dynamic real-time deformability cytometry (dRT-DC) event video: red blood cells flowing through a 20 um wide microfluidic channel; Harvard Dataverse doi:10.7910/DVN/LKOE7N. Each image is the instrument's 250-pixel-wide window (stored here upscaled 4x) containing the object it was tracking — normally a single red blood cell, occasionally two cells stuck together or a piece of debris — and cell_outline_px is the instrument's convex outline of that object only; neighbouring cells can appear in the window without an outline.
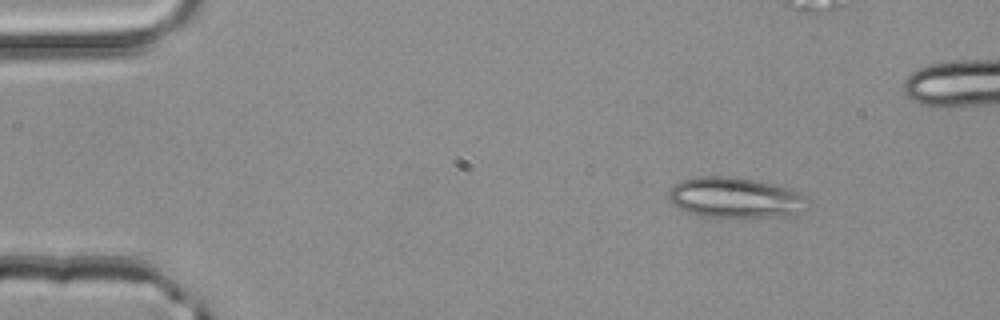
{"species": "common noctule bat (a hibernating species)", "species_latin": "Nyctalus noctula", "temperature_condition": "room temperature", "stored_images_in_passage": 5, "camera_frame_rate_fps": 3000, "um_per_image_px": 0.085, "animal": {"sex": "male", "body_mass_g": 20.4}, "frame": {"image": 1, "passage_image": 1, "time_ms": 0.0, "image_size_px": [1000, 320], "cell_outline_px": [[808, 208], [792, 216], [700, 216], [684, 212], [672, 204], [668, 200], [668, 188], [680, 180], [700, 176], [732, 176], [756, 180], [776, 184], [792, 188], [808, 196]], "centroid_in_image_um": [62.51, 16.78], "position_along_channel_um": 22.5, "area_um2": 33.47}}